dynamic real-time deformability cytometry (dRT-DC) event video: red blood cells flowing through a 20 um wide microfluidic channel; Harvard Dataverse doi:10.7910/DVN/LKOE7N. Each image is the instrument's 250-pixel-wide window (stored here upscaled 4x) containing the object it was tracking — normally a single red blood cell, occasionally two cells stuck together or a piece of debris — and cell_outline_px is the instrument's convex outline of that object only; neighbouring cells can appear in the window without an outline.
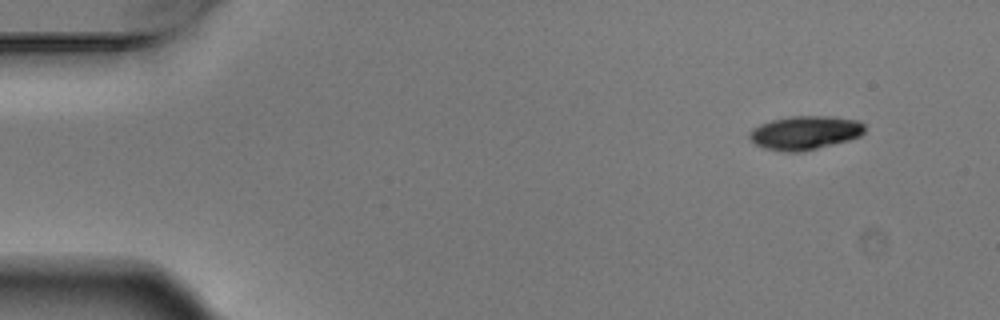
{"species": "Egyptian fruit bat (a non-hibernating species)", "species_latin": "Rousettus aegyptiacus", "temperature_condition": "warm", "stored_images_in_passage": 5, "camera_frame_rate_fps": 3000, "um_per_image_px": 0.085, "animal": {"sex": "male"}, "frame": {"image": 1, "passage_image": 1, "time_ms": 0.0, "image_size_px": [1000, 320], "cell_outline_px": [[864, 132], [860, 136], [848, 140], [800, 152], [788, 152], [764, 148], [756, 144], [748, 136], [748, 132], [752, 128], [760, 124], [772, 120], [792, 116], [836, 116], [860, 120], [864, 124]], "centroid_in_image_um": [68.43, 11.26], "position_along_channel_um": 16.6, "area_um2": 22.66}}
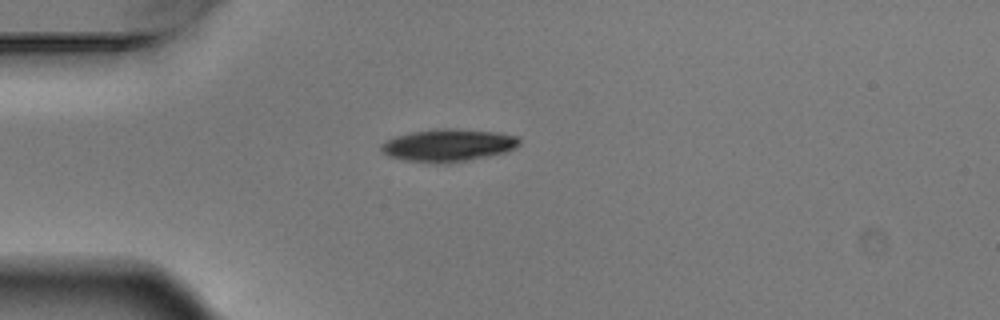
{"frame": {"image": 2, "passage_image": 4, "time_ms": 1.0, "image_size_px": [1000, 320], "cell_outline_px": [[520, 144], [516, 148], [504, 152], [488, 156], [448, 164], [436, 164], [400, 160], [388, 156], [380, 148], [380, 144], [396, 136], [412, 132], [436, 128], [456, 128], [496, 132], [516, 136], [520, 140]], "centroid_in_image_um": [38.08, 12.36], "position_along_channel_um": 46.9, "area_um2": 26.47}}
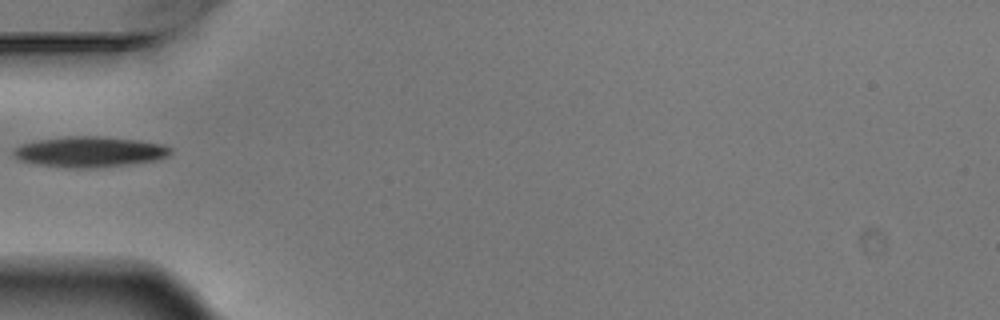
{"frame": {"image": 3, "passage_image": 5, "time_ms": 1.333, "image_size_px": [1000, 320], "cell_outline_px": [[172, 152], [168, 156], [156, 160], [124, 164], [88, 168], [68, 168], [40, 164], [20, 160], [12, 152], [20, 144], [36, 140], [68, 136], [96, 136], [140, 140], [164, 144], [172, 148]], "centroid_in_image_um": [7.64, 12.89], "position_along_channel_um": 77.4, "area_um2": 27.74}}